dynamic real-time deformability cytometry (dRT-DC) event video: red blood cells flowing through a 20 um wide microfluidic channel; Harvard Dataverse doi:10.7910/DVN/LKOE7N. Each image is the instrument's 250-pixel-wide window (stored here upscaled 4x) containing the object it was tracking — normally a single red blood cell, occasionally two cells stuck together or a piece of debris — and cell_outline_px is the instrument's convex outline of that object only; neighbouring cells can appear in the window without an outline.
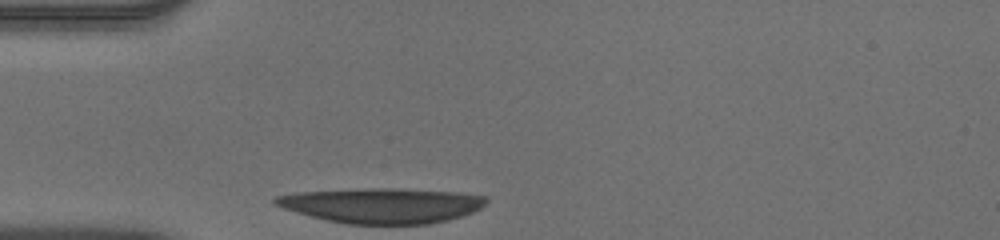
{"species": "human", "species_latin": "Homo sapiens", "temperature_condition": "warm", "stored_images_in_passage": 29, "camera_frame_rate_fps": 3000, "um_per_image_px": 0.085, "donor": {"sex": "male"}, "frame": {"image": 1, "passage_image": 1, "time_ms": 0.0, "image_size_px": [1000, 240], "cell_outline_px": [[488, 200], [480, 208], [472, 212], [448, 220], [428, 224], [348, 224], [328, 220], [296, 212], [272, 204], [272, 200], [276, 196], [296, 192], [372, 188], [392, 188], [460, 192], [488, 196]], "centroid_in_image_um": [32.47, 17.45], "position_along_channel_um": 52.5, "area_um2": 43.18}}
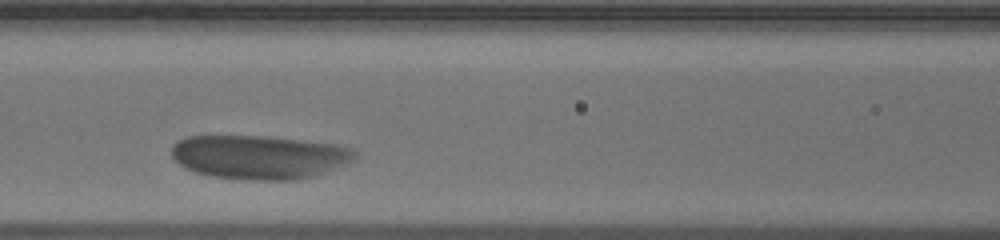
{"frame": {"image": 2, "passage_image": 10, "time_ms": 3.0, "image_size_px": [1000, 240], "cell_outline_px": [[356, 156], [352, 160], [344, 164], [312, 176], [292, 180], [244, 180], [212, 176], [196, 172], [184, 168], [172, 156], [172, 144], [176, 140], [184, 136], [264, 136], [336, 144], [352, 148], [356, 152]], "centroid_in_image_um": [21.98, 13.34], "position_along_channel_um": 144.6, "area_um2": 46.7}}
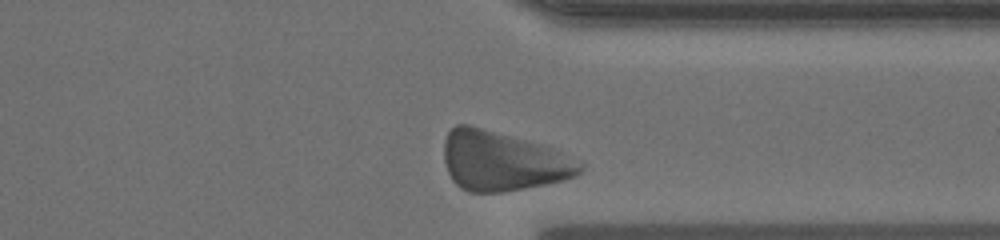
{"frame": {"image": 3, "passage_image": 29, "time_ms": 9.333, "image_size_px": [1000, 240], "cell_outline_px": [[584, 168], [576, 176], [544, 184], [504, 192], [468, 192], [460, 188], [452, 180], [448, 172], [444, 160], [444, 140], [448, 132], [456, 124], [468, 124], [552, 148], [584, 164]], "centroid_in_image_um": [42.67, 13.71], "position_along_channel_um": 368.7, "area_um2": 46.64}, "authors_computed_cell_mechanics": {"area_um2": 43.5812, "velocity_mm_per_s": 3.5488, "shape_relaxation_time_tau1_ms": 0.99, "shape_relaxation_time_tau2_ms": null, "deformation_change_tau1": 0.1095, "deformation_change_tau2": null}}